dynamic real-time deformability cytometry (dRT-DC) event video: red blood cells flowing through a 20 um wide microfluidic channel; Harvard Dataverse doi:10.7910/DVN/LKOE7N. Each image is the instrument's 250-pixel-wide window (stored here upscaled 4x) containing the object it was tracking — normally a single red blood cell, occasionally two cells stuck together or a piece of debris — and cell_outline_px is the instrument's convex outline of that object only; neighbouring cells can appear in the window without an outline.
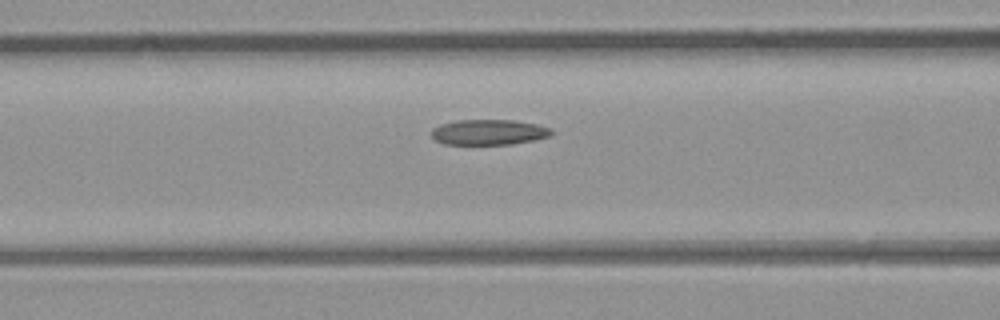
{"species": "common noctule bat (a hibernating species)", "species_latin": "Nyctalus noctula", "temperature_condition": "room temperature", "stored_images_in_passage": 24, "camera_frame_rate_fps": 3000, "um_per_image_px": 0.085, "animal": {"sex": "male", "body_mass_g": 23.1, "forearm_length_mm": 52.7}, "frame": {"image": 1, "passage_image": 5, "time_ms": 1.333, "image_size_px": [1000, 320], "cell_outline_px": [[552, 136], [512, 144], [444, 144], [436, 140], [432, 136], [432, 128], [440, 124], [456, 120], [512, 120], [536, 124], [552, 128]], "centroid_in_image_um": [41.55, 11.23], "position_along_channel_um": 125.1, "area_um2": 17.74}}
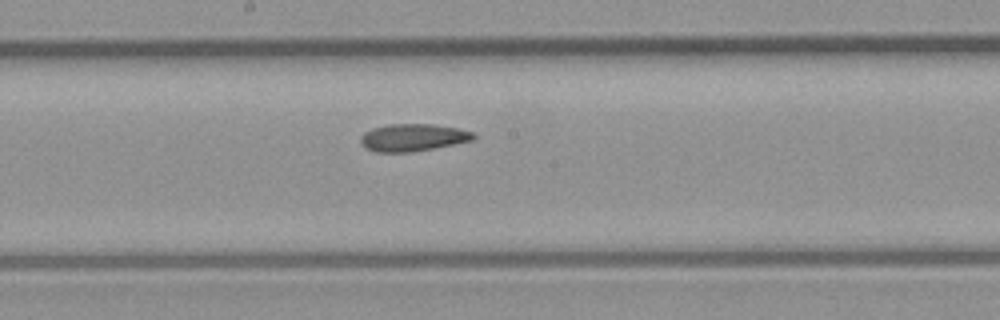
{"frame": {"image": 2, "passage_image": 11, "time_ms": 3.333, "image_size_px": [1000, 320], "cell_outline_px": [[476, 136], [472, 140], [412, 152], [376, 152], [360, 144], [360, 136], [364, 132], [372, 128], [388, 124], [432, 124], [456, 128], [476, 132]], "centroid_in_image_um": [35.07, 11.68], "position_along_channel_um": 213.1, "area_um2": 17.92}}
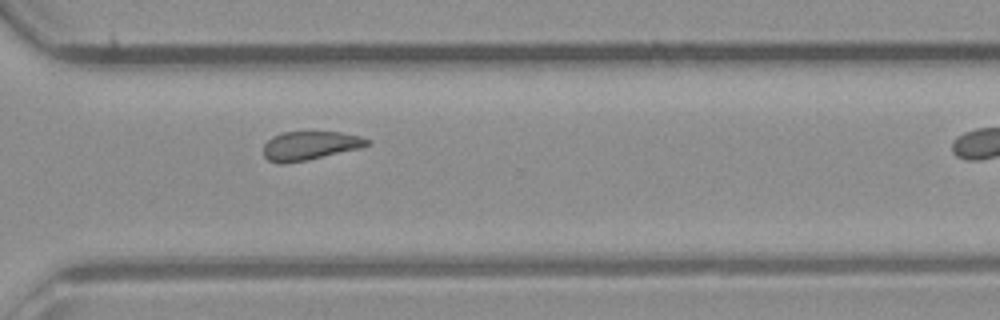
{"frame": {"image": 3, "passage_image": 20, "time_ms": 6.333, "image_size_px": [1000, 320], "cell_outline_px": [[368, 144], [360, 148], [308, 160], [284, 164], [280, 164], [268, 160], [264, 156], [264, 144], [272, 136], [280, 132], [340, 132], [360, 136], [368, 140]], "centroid_in_image_um": [26.29, 12.38], "position_along_channel_um": 344.3, "area_um2": 17.34}}